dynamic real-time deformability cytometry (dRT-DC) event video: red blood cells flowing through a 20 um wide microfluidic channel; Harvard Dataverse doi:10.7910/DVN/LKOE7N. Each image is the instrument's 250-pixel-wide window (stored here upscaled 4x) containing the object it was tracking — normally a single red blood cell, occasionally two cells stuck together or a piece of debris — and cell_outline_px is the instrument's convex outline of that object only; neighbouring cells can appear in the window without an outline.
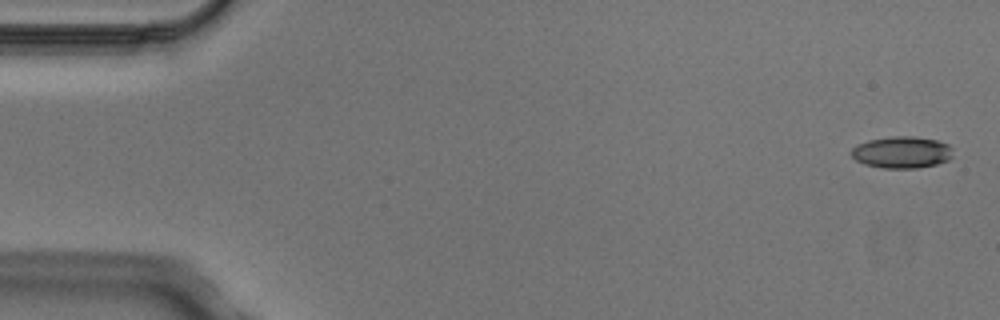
{"species": "Egyptian fruit bat (a non-hibernating species)", "species_latin": "Rousettus aegyptiacus", "temperature_condition": "cold", "stored_images_in_passage": 6, "camera_frame_rate_fps": 3000, "um_per_image_px": 0.085, "animal": {"sex": "male"}, "frame": {"image": 1, "passage_image": 1, "time_ms": 0.0, "image_size_px": [1000, 320], "cell_outline_px": [[952, 156], [948, 160], [936, 164], [916, 168], [884, 168], [864, 164], [856, 160], [852, 156], [852, 148], [856, 144], [868, 140], [892, 136], [912, 136], [936, 140], [948, 144], [952, 148]], "centroid_in_image_um": [76.65, 12.94], "position_along_channel_um": 8.4, "area_um2": 18.79}}
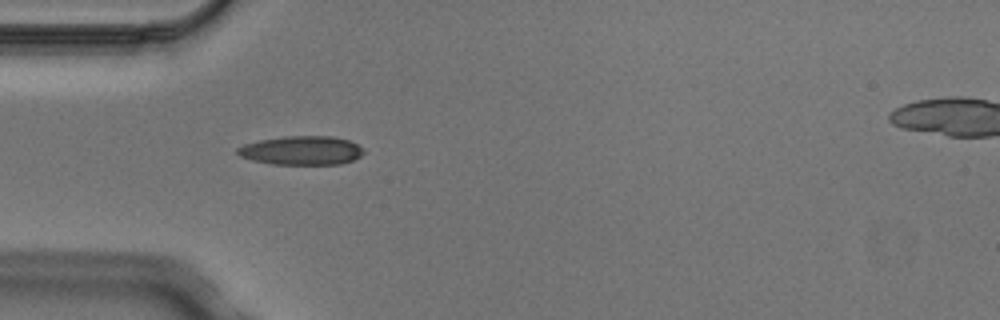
{"frame": {"image": 2, "passage_image": 5, "time_ms": 1.333, "image_size_px": [1000, 320], "cell_outline_px": [[364, 152], [360, 156], [352, 160], [340, 164], [272, 164], [252, 160], [240, 156], [236, 152], [236, 148], [244, 144], [260, 140], [284, 136], [332, 136], [348, 140], [356, 144]], "centroid_in_image_um": [25.59, 12.79], "position_along_channel_um": 59.4, "area_um2": 21.1}}